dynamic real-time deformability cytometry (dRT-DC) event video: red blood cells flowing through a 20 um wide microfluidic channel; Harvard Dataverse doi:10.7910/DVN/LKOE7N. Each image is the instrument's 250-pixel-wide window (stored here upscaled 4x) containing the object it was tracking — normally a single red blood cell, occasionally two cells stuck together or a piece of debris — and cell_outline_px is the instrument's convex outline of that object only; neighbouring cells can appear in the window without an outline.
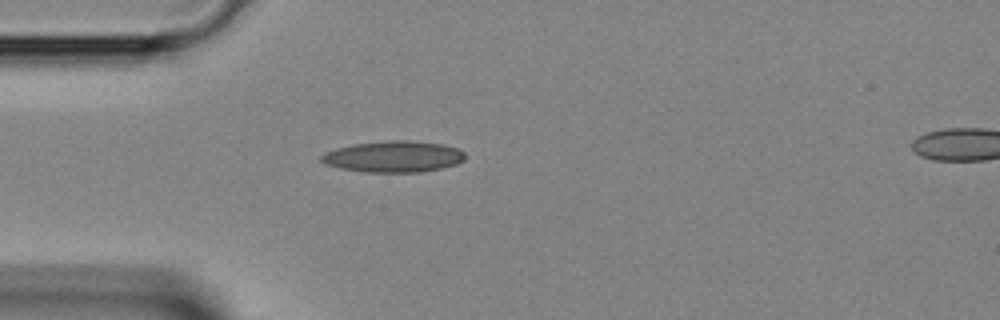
{"species": "Egyptian fruit bat (a non-hibernating species)", "species_latin": "Rousettus aegyptiacus", "temperature_condition": "room temperature", "stored_images_in_passage": 1, "camera_frame_rate_fps": 3000, "um_per_image_px": 0.085, "animal": {"sex": "female"}, "frame": {"image": 1, "passage_image": 1, "time_ms": 0.0, "image_size_px": [1000, 320], "cell_outline_px": [[464, 160], [456, 164], [444, 168], [420, 172], [368, 172], [340, 168], [324, 164], [320, 160], [320, 156], [324, 152], [336, 148], [356, 144], [388, 140], [408, 140], [444, 144], [460, 148], [464, 152]], "centroid_in_image_um": [33.47, 13.31], "position_along_channel_um": 51.5, "area_um2": 26.36}}